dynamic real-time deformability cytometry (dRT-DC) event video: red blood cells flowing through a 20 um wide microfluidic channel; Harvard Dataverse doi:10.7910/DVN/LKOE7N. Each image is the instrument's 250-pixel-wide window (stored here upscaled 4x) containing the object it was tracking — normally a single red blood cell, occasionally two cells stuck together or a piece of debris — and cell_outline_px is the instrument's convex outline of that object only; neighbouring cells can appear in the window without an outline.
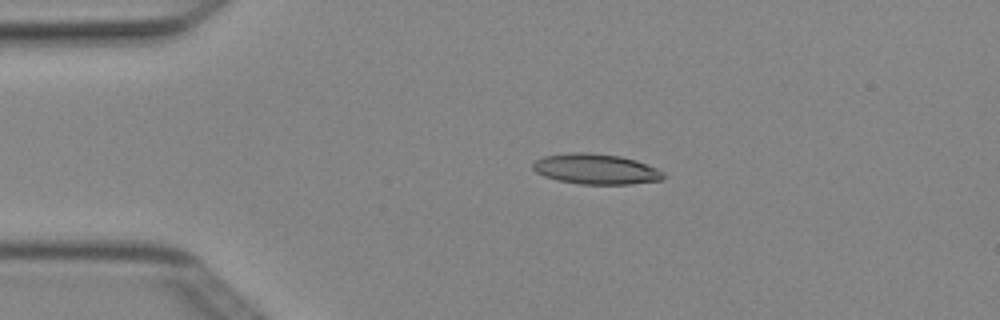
{"species": "Egyptian fruit bat (a non-hibernating species)", "species_latin": "Rousettus aegyptiacus", "temperature_condition": "cold", "stored_images_in_passage": 4, "camera_frame_rate_fps": 3000, "um_per_image_px": 0.085, "animal": {"sex": "female"}, "frame": {"image": 1, "passage_image": 2, "time_ms": 0.333, "image_size_px": [1000, 320], "cell_outline_px": [[664, 176], [660, 180], [632, 184], [580, 184], [556, 180], [544, 176], [536, 172], [532, 168], [532, 164], [536, 160], [544, 156], [572, 152], [588, 152], [620, 156], [636, 160], [656, 168], [664, 172]], "centroid_in_image_um": [50.63, 14.37], "position_along_channel_um": 34.4, "area_um2": 23.12}}
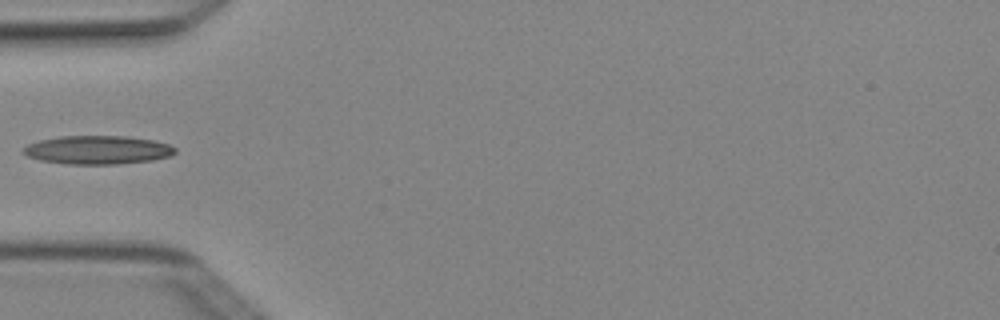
{"frame": {"image": 2, "passage_image": 3, "time_ms": 0.667, "image_size_px": [1000, 320], "cell_outline_px": [[176, 152], [172, 156], [152, 160], [120, 164], [68, 164], [40, 160], [28, 156], [24, 152], [24, 148], [28, 144], [40, 140], [60, 136], [124, 136], [152, 140], [168, 144], [176, 148]], "centroid_in_image_um": [8.34, 12.74], "position_along_channel_um": 76.7, "area_um2": 25.14}}
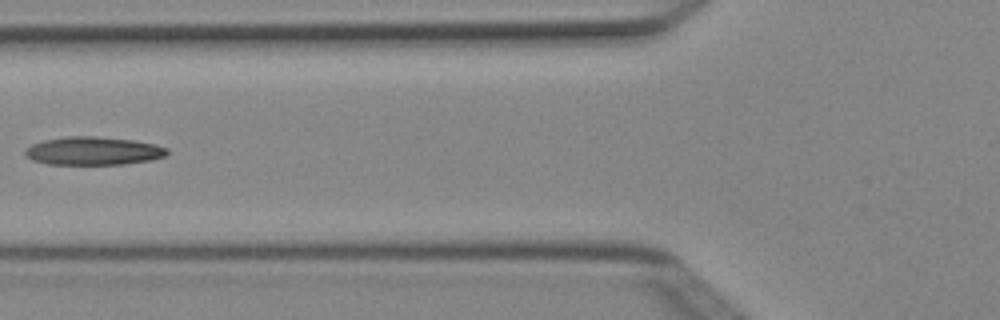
{"frame": {"image": 3, "passage_image": 4, "time_ms": 1.0, "image_size_px": [1000, 320], "cell_outline_px": [[168, 152], [164, 156], [152, 160], [124, 164], [48, 164], [32, 160], [24, 156], [24, 152], [32, 144], [44, 140], [68, 136], [96, 136], [132, 140], [156, 144], [168, 148]], "centroid_in_image_um": [7.93, 12.83], "position_along_channel_um": 117.9, "area_um2": 23.35}}